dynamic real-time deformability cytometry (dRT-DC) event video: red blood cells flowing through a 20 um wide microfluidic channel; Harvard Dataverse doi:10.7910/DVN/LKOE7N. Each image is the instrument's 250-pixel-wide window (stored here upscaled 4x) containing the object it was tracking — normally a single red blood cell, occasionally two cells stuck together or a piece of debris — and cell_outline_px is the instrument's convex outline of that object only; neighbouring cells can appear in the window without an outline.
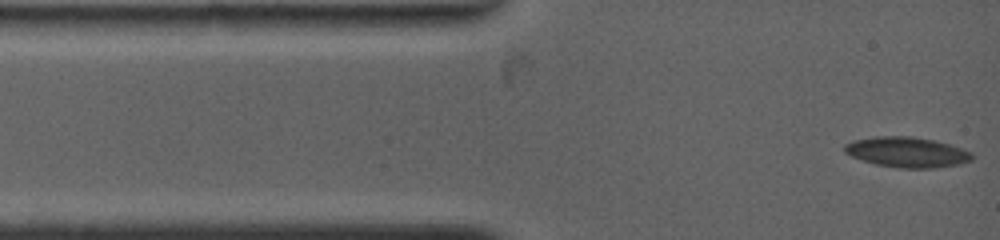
{"species": "common noctule bat (a hibernating species)", "species_latin": "Nyctalus noctula", "temperature_condition": "warm", "stored_images_in_passage": 75, "camera_frame_rate_fps": 4500, "um_per_image_px": 0.085, "animal": {"sex": "female", "body_mass_g": 19.0, "forearm_length_mm": 53.3}, "frame": {"image": 1, "passage_image": 1, "time_ms": 0.0, "image_size_px": [1000, 240], "cell_outline_px": [[972, 160], [960, 164], [936, 168], [896, 168], [876, 164], [852, 156], [844, 152], [844, 144], [852, 140], [876, 136], [912, 136], [932, 140], [948, 144], [972, 152]], "centroid_in_image_um": [77.08, 12.93], "position_along_channel_um": 7.9, "area_um2": 22.48}}
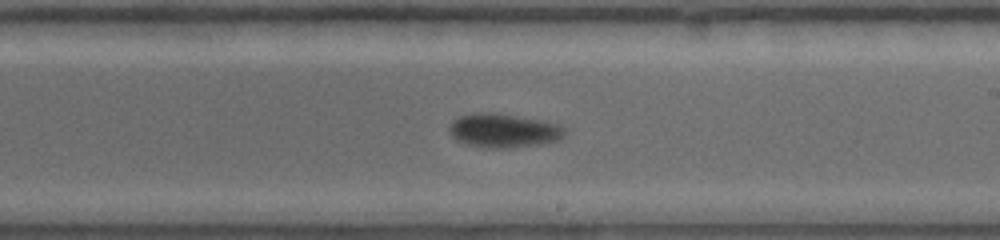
{"frame": {"image": 2, "passage_image": 32, "time_ms": 7.556, "image_size_px": [1000, 240], "cell_outline_px": [[568, 128], [564, 136], [560, 140], [540, 144], [508, 148], [488, 148], [464, 144], [456, 140], [448, 132], [448, 128], [452, 120], [456, 116], [476, 112], [492, 112], [540, 120], [560, 124]], "centroid_in_image_um": [42.79, 11.09], "position_along_channel_um": 246.2, "area_um2": 23.29}}
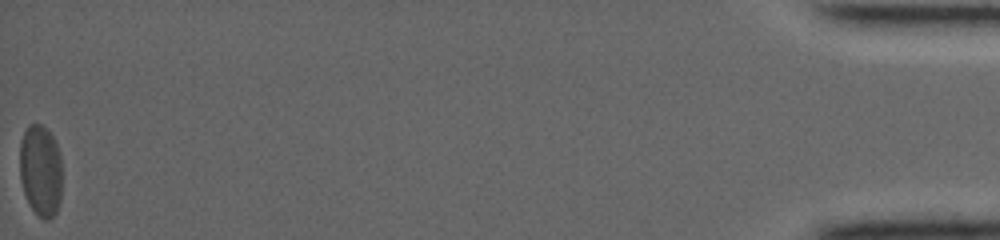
{"frame": {"image": 3, "passage_image": 75, "time_ms": 17.111, "image_size_px": [1000, 240], "cell_outline_px": [[60, 200], [56, 212], [48, 220], [44, 220], [32, 208], [24, 192], [20, 180], [20, 140], [28, 124], [40, 124], [48, 128], [60, 152]], "centroid_in_image_um": [3.44, 14.45], "position_along_channel_um": 431.8, "area_um2": 22.48}, "authors_computed_cell_mechanics": {"area_um2": 22.4842, "velocity_mm_per_s": 3.7272, "shape_relaxation_time_tau1_ms": 7.2497, "shape_relaxation_time_tau2_ms": null, "deformation_change_tau1": 0.1633, "deformation_change_tau2": null}}